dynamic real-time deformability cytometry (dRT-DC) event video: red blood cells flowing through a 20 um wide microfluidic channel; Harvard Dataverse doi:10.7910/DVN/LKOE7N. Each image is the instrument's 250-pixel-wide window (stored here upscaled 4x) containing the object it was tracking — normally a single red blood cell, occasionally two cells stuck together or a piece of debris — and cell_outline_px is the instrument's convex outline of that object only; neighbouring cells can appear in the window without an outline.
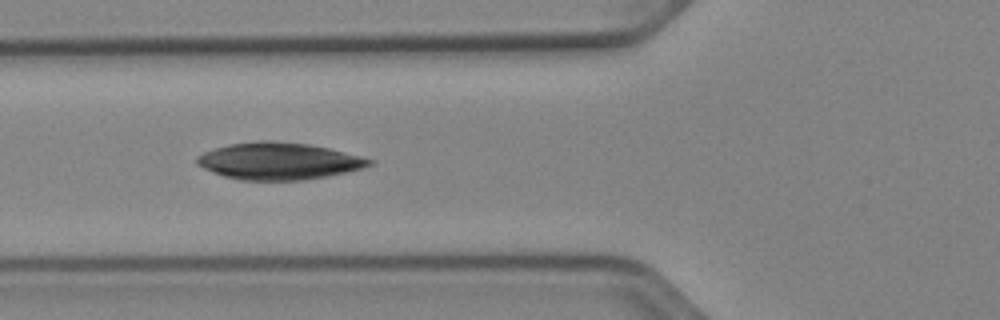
{"species": "Egyptian fruit bat (a non-hibernating species)", "species_latin": "Rousettus aegyptiacus", "temperature_condition": "cold", "stored_images_in_passage": 51, "camera_frame_rate_fps": 3000, "um_per_image_px": 0.085, "animal": {"sex": "female"}, "frame": {"image": 1, "passage_image": 19, "time_ms": 6.0, "image_size_px": [1000, 320], "cell_outline_px": [[376, 160], [372, 164], [364, 168], [348, 172], [304, 180], [240, 180], [224, 176], [212, 172], [196, 164], [196, 156], [204, 152], [228, 144], [256, 140], [272, 140], [308, 144], [328, 148]], "centroid_in_image_um": [23.69, 13.69], "position_along_channel_um": 102.1, "area_um2": 37.28}}
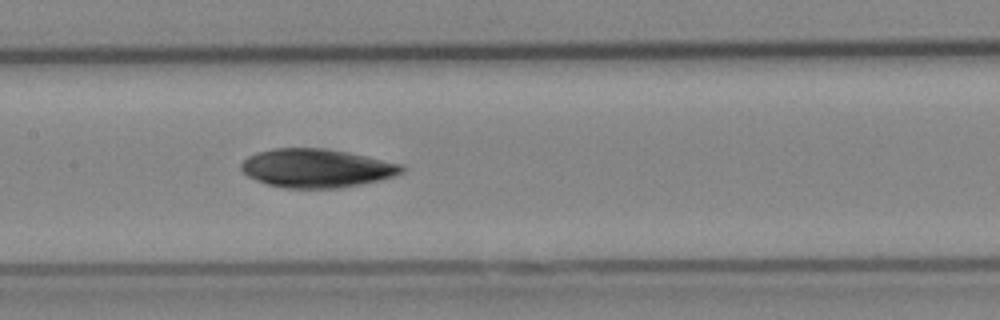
{"frame": {"image": 2, "passage_image": 25, "time_ms": 8.0, "image_size_px": [1000, 320], "cell_outline_px": [[404, 172], [380, 180], [340, 188], [284, 188], [268, 184], [256, 180], [248, 176], [240, 168], [240, 164], [248, 156], [256, 152], [272, 148], [324, 148], [348, 152], [368, 156], [404, 164]], "centroid_in_image_um": [26.91, 14.29], "position_along_channel_um": 180.5, "area_um2": 36.3}}
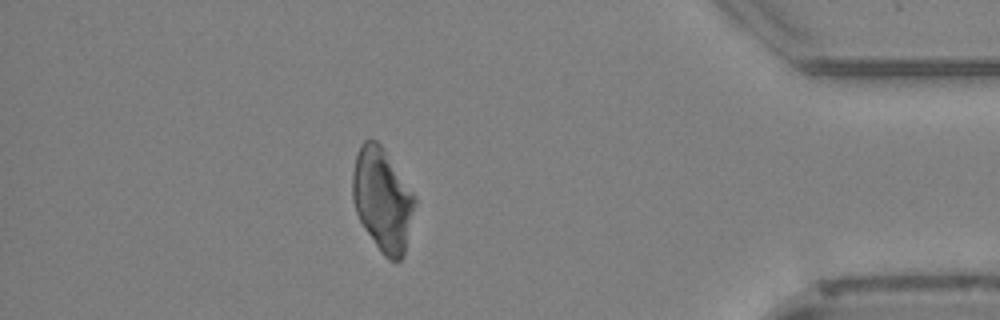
{"frame": {"image": 3, "passage_image": 45, "time_ms": 14.667, "image_size_px": [1000, 320], "cell_outline_px": [[416, 204], [404, 256], [400, 260], [388, 260], [380, 252], [364, 228], [356, 212], [352, 196], [352, 176], [356, 156], [360, 144], [364, 140], [376, 140], [384, 148], [416, 196]], "centroid_in_image_um": [32.52, 16.98], "position_along_channel_um": 402.7, "area_um2": 37.63}}